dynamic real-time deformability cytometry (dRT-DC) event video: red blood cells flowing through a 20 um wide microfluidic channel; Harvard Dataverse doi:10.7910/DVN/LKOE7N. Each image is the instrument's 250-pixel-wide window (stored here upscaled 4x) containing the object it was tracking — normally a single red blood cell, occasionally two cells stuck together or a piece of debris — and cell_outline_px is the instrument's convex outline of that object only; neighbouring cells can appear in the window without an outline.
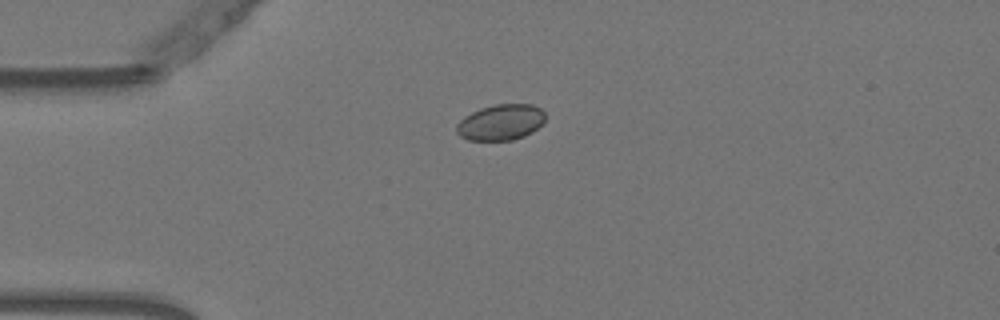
{"species": "Egyptian fruit bat (a non-hibernating species)", "species_latin": "Rousettus aegyptiacus", "temperature_condition": "warm", "stored_images_in_passage": 42, "camera_frame_rate_fps": 3000, "um_per_image_px": 0.085, "animal": {"sex": "female"}, "frame": {"image": 1, "passage_image": 1, "time_ms": 0.0, "image_size_px": [1000, 320], "cell_outline_px": [[544, 120], [532, 132], [524, 136], [512, 140], [468, 140], [460, 136], [456, 132], [456, 124], [464, 116], [480, 108], [496, 104], [532, 104], [540, 108], [544, 112]], "centroid_in_image_um": [42.53, 10.39], "position_along_channel_um": 42.5, "area_um2": 18.5}}
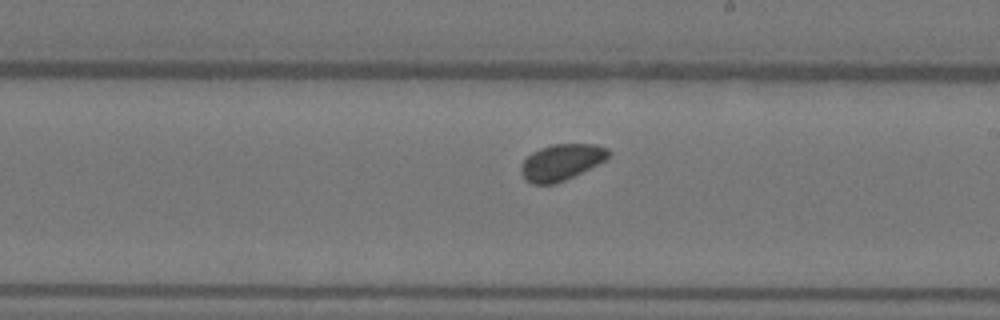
{"frame": {"image": 2, "passage_image": 19, "time_ms": 6.0, "image_size_px": [1000, 320], "cell_outline_px": [[612, 152], [604, 160], [564, 180], [552, 184], [532, 184], [524, 180], [520, 172], [520, 164], [532, 152], [540, 148], [552, 144], [596, 144], [608, 148]], "centroid_in_image_um": [47.67, 13.77], "position_along_channel_um": 241.3, "area_um2": 18.32}}
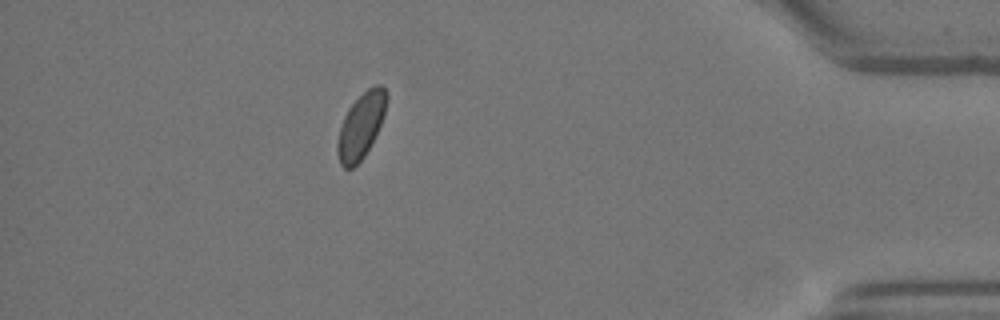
{"frame": {"image": 3, "passage_image": 36, "time_ms": 11.667, "image_size_px": [1000, 320], "cell_outline_px": [[388, 96], [384, 112], [380, 124], [364, 156], [352, 168], [344, 168], [340, 164], [336, 152], [336, 144], [340, 128], [344, 116], [348, 108], [368, 88], [376, 84], [380, 84], [388, 92]], "centroid_in_image_um": [30.66, 10.68], "position_along_channel_um": 404.5, "area_um2": 18.38}, "authors_computed_cell_mechanics": {"area_um2": 18.3804, "velocity_mm_per_s": 3.7131, "shape_relaxation_time_tau1_ms": null, "shape_relaxation_time_tau2_ms": 3.2128, "deformation_change_tau1": null, "deformation_change_tau2": 0.0504}}